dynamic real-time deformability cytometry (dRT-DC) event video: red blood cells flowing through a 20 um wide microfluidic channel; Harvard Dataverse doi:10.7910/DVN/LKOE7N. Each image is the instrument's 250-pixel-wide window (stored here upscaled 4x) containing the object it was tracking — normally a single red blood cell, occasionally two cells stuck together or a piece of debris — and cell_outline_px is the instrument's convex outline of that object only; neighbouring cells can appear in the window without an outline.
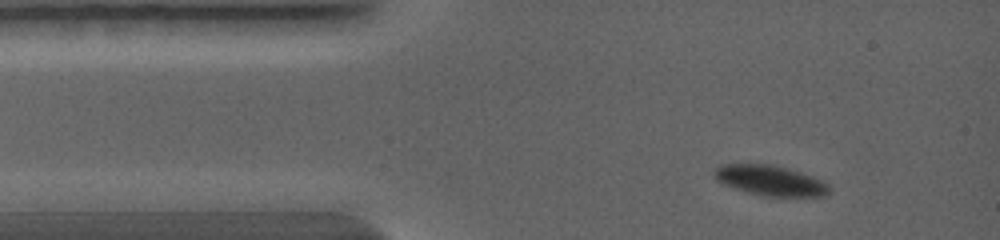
{"species": "common noctule bat (a hibernating species)", "species_latin": "Nyctalus noctula", "temperature_condition": "warm", "stored_images_in_passage": 4, "camera_frame_rate_fps": 5000, "um_per_image_px": 0.085, "animal": {"sex": "female", "body_mass_g": 19.0, "forearm_length_mm": 56.7}, "frame": {"image": 1, "passage_image": 2, "time_ms": 0.4, "image_size_px": [1000, 240], "cell_outline_px": [[832, 188], [824, 196], [764, 196], [732, 188], [720, 184], [716, 180], [712, 172], [720, 164], [772, 164], [800, 172], [824, 180]], "centroid_in_image_um": [65.44, 15.34], "position_along_channel_um": 19.6, "area_um2": 20.46}}